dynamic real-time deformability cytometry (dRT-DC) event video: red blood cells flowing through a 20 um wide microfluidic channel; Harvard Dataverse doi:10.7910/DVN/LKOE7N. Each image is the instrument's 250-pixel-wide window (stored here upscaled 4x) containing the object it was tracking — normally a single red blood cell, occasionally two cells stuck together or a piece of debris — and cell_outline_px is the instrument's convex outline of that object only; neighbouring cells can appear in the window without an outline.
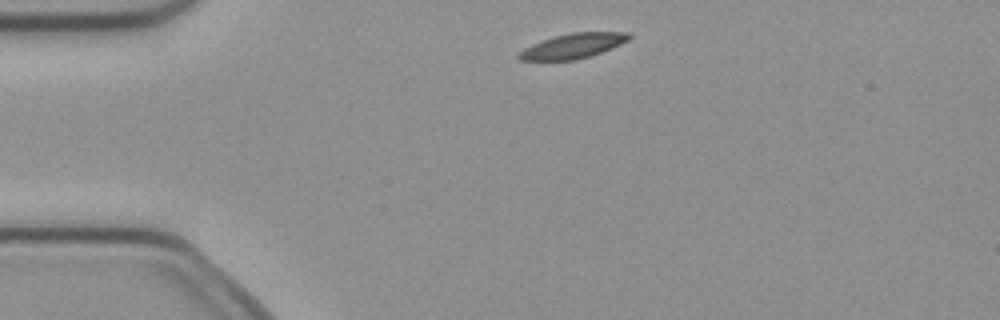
{"species": "common noctule bat (a hibernating species)", "species_latin": "Nyctalus noctula", "temperature_condition": "cold", "stored_images_in_passage": 2, "camera_frame_rate_fps": 3000, "um_per_image_px": 0.085, "animal": {"sex": "female", "body_mass_g": 21.9}, "frame": {"image": 1, "passage_image": 1, "time_ms": 0.0, "image_size_px": [1000, 320], "cell_outline_px": [[632, 36], [628, 40], [612, 48], [588, 56], [572, 60], [520, 60], [516, 56], [524, 48], [532, 44], [556, 36], [572, 32], [628, 32]], "centroid_in_image_um": [48.71, 3.9], "position_along_channel_um": 36.3, "area_um2": 15.66}}